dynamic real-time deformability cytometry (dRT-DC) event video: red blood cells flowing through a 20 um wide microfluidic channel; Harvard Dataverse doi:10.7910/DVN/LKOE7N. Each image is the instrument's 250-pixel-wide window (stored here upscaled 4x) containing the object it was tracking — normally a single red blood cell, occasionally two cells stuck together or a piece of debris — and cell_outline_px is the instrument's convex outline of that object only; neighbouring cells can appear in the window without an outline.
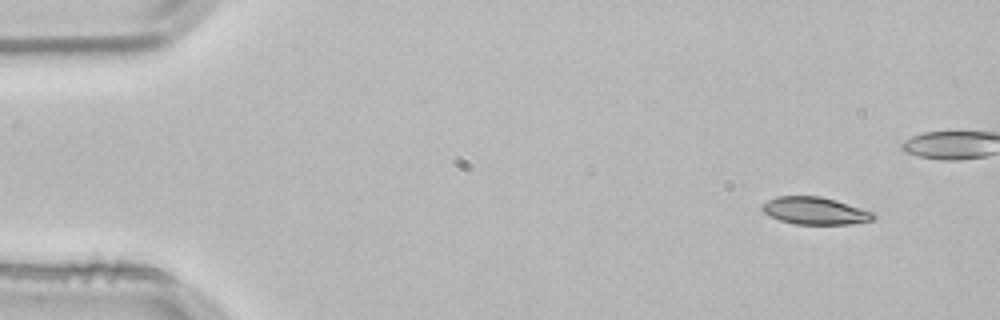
{"species": "common noctule bat (a hibernating species)", "species_latin": "Nyctalus noctula", "temperature_condition": "room temperature", "stored_images_in_passage": 4, "camera_frame_rate_fps": 3000, "um_per_image_px": 0.085, "animal": {"sex": "male", "body_mass_g": 21.5, "forearm_length_mm": 52.0}, "frame": {"image": 1, "passage_image": 1, "time_ms": 0.0, "image_size_px": [1000, 320], "cell_outline_px": [[876, 216], [872, 220], [852, 224], [796, 224], [780, 220], [768, 216], [760, 208], [760, 204], [776, 196], [820, 196], [836, 200], [876, 212]], "centroid_in_image_um": [69.27, 17.91], "position_along_channel_um": 15.7, "area_um2": 17.98}}